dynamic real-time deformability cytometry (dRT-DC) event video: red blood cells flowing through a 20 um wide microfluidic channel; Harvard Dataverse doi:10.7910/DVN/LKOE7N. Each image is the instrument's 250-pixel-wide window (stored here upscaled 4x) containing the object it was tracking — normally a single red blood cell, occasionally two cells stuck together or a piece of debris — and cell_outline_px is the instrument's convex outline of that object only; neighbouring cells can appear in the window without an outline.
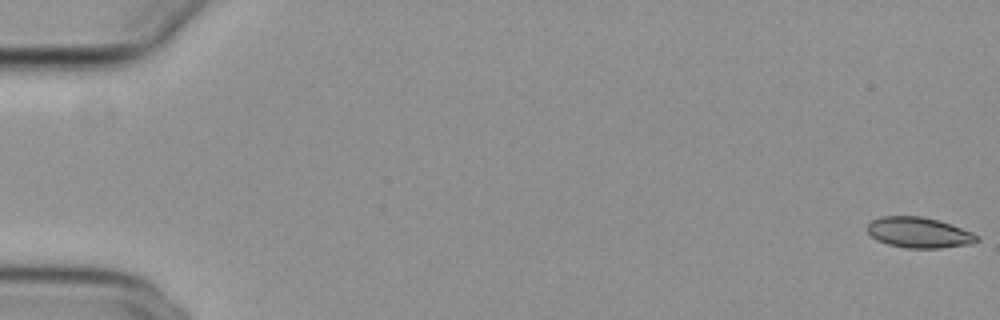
{"species": "common noctule bat (a hibernating species)", "species_latin": "Nyctalus noctula", "temperature_condition": "cold", "stored_images_in_passage": 22, "camera_frame_rate_fps": 3000, "um_per_image_px": 0.085, "animal": {"sex": "female", "body_mass_g": 29.2, "forearm_length_mm": 56.3}, "frame": {"image": 1, "passage_image": 1, "time_ms": 0.0, "image_size_px": [1000, 320], "cell_outline_px": [[980, 240], [972, 244], [940, 248], [908, 248], [888, 244], [876, 240], [868, 232], [868, 224], [872, 220], [880, 216], [920, 216], [952, 224], [972, 232], [980, 236]], "centroid_in_image_um": [78.14, 19.77], "position_along_channel_um": 6.9, "area_um2": 19.59}}
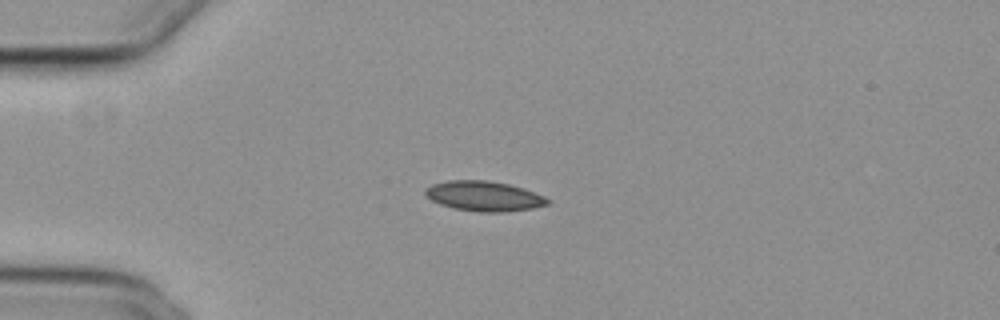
{"frame": {"image": 2, "passage_image": 15, "time_ms": 4.667, "image_size_px": [1000, 320], "cell_outline_px": [[552, 200], [548, 204], [532, 208], [504, 212], [480, 212], [452, 208], [440, 204], [424, 196], [424, 188], [432, 184], [448, 180], [488, 180], [508, 184], [524, 188], [544, 196]], "centroid_in_image_um": [41.12, 16.66], "position_along_channel_um": 43.9, "area_um2": 21.56}}
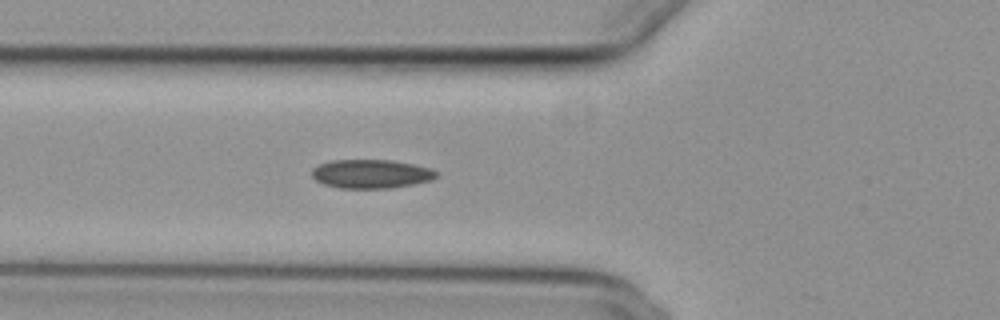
{"frame": {"image": 3, "passage_image": 21, "time_ms": 6.667, "image_size_px": [1000, 320], "cell_outline_px": [[440, 176], [432, 180], [416, 184], [392, 188], [340, 188], [324, 184], [316, 180], [312, 176], [312, 168], [320, 164], [332, 160], [392, 160], [412, 164], [428, 168], [436, 172]], "centroid_in_image_um": [31.56, 14.78], "position_along_channel_um": 94.2, "area_um2": 20.92}}